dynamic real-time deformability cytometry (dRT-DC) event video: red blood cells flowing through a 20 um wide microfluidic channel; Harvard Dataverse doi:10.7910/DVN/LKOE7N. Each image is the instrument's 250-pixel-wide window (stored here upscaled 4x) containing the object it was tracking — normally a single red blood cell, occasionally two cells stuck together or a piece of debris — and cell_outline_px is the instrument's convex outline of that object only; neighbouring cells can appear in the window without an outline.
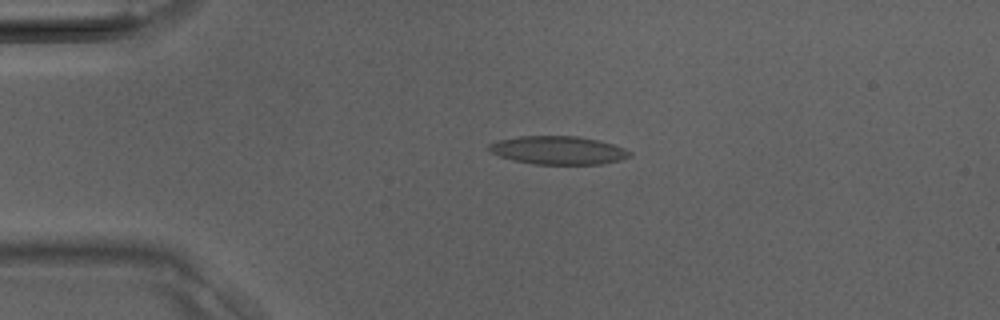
{"species": "Egyptian fruit bat (a non-hibernating species)", "species_latin": "Rousettus aegyptiacus", "temperature_condition": "room temperature", "stored_images_in_passage": 33, "camera_frame_rate_fps": 3000, "um_per_image_px": 0.085, "animal": {"sex": "male"}, "frame": {"image": 1, "passage_image": 7, "time_ms": 2.0, "image_size_px": [1000, 320], "cell_outline_px": [[632, 156], [620, 160], [604, 164], [536, 164], [516, 160], [500, 156], [488, 152], [488, 144], [500, 140], [520, 136], [576, 136], [600, 140], [624, 148], [632, 152]], "centroid_in_image_um": [47.48, 12.77], "position_along_channel_um": 37.5, "area_um2": 23.18}}
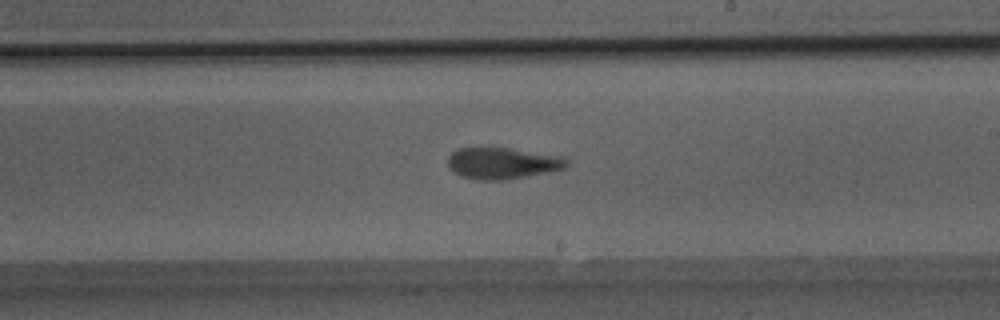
{"frame": {"image": 2, "passage_image": 21, "time_ms": 6.667, "image_size_px": [1000, 320], "cell_outline_px": [[568, 164], [564, 168], [548, 172], [504, 180], [476, 180], [460, 176], [448, 168], [448, 156], [456, 148], [508, 148], [560, 156], [568, 160]], "centroid_in_image_um": [42.65, 13.88], "position_along_channel_um": 246.4, "area_um2": 21.68}}
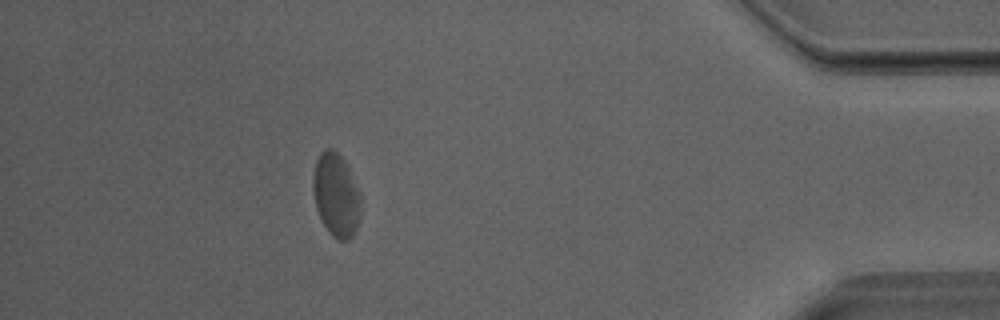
{"frame": {"image": 3, "passage_image": 33, "time_ms": 10.667, "image_size_px": [1000, 320], "cell_outline_px": [[360, 216], [356, 228], [352, 236], [348, 240], [336, 240], [328, 232], [316, 208], [312, 184], [312, 180], [316, 160], [320, 152], [324, 148], [332, 148], [344, 160], [360, 196]], "centroid_in_image_um": [28.54, 16.58], "position_along_channel_um": 406.7, "area_um2": 22.95}}